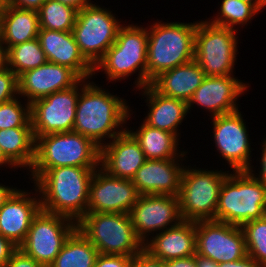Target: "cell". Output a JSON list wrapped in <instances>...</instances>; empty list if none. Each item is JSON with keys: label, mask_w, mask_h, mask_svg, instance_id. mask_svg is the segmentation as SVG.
Returning <instances> with one entry per match:
<instances>
[{"label": "cell", "mask_w": 266, "mask_h": 267, "mask_svg": "<svg viewBox=\"0 0 266 267\" xmlns=\"http://www.w3.org/2000/svg\"><path fill=\"white\" fill-rule=\"evenodd\" d=\"M127 102L90 79H82L73 131L90 138L101 148L105 140L111 141L127 129L125 124L133 114Z\"/></svg>", "instance_id": "1"}, {"label": "cell", "mask_w": 266, "mask_h": 267, "mask_svg": "<svg viewBox=\"0 0 266 267\" xmlns=\"http://www.w3.org/2000/svg\"><path fill=\"white\" fill-rule=\"evenodd\" d=\"M97 168L55 167L44 174H29L37 188L42 210L78 222L86 213L89 185Z\"/></svg>", "instance_id": "2"}, {"label": "cell", "mask_w": 266, "mask_h": 267, "mask_svg": "<svg viewBox=\"0 0 266 267\" xmlns=\"http://www.w3.org/2000/svg\"><path fill=\"white\" fill-rule=\"evenodd\" d=\"M197 23L155 21L147 26V85L161 73L194 60Z\"/></svg>", "instance_id": "3"}, {"label": "cell", "mask_w": 266, "mask_h": 267, "mask_svg": "<svg viewBox=\"0 0 266 267\" xmlns=\"http://www.w3.org/2000/svg\"><path fill=\"white\" fill-rule=\"evenodd\" d=\"M147 26L124 24L118 31L114 44L94 67V76L103 71L109 82L129 78L139 73L135 88L147 86Z\"/></svg>", "instance_id": "4"}, {"label": "cell", "mask_w": 266, "mask_h": 267, "mask_svg": "<svg viewBox=\"0 0 266 267\" xmlns=\"http://www.w3.org/2000/svg\"><path fill=\"white\" fill-rule=\"evenodd\" d=\"M266 215V185L250 171H232L224 180L215 220L242 227Z\"/></svg>", "instance_id": "5"}, {"label": "cell", "mask_w": 266, "mask_h": 267, "mask_svg": "<svg viewBox=\"0 0 266 267\" xmlns=\"http://www.w3.org/2000/svg\"><path fill=\"white\" fill-rule=\"evenodd\" d=\"M98 168L100 147L77 132L50 133L36 139L31 174H44L55 167Z\"/></svg>", "instance_id": "6"}, {"label": "cell", "mask_w": 266, "mask_h": 267, "mask_svg": "<svg viewBox=\"0 0 266 267\" xmlns=\"http://www.w3.org/2000/svg\"><path fill=\"white\" fill-rule=\"evenodd\" d=\"M77 228L99 254L133 257L144 248L136 236L130 214L87 212L77 222Z\"/></svg>", "instance_id": "7"}, {"label": "cell", "mask_w": 266, "mask_h": 267, "mask_svg": "<svg viewBox=\"0 0 266 267\" xmlns=\"http://www.w3.org/2000/svg\"><path fill=\"white\" fill-rule=\"evenodd\" d=\"M228 173L185 165L178 194L182 220H215L221 186Z\"/></svg>", "instance_id": "8"}, {"label": "cell", "mask_w": 266, "mask_h": 267, "mask_svg": "<svg viewBox=\"0 0 266 267\" xmlns=\"http://www.w3.org/2000/svg\"><path fill=\"white\" fill-rule=\"evenodd\" d=\"M101 7L91 3L77 11L72 29L81 54L93 67L114 44L118 31L123 26L115 13L109 8Z\"/></svg>", "instance_id": "9"}, {"label": "cell", "mask_w": 266, "mask_h": 267, "mask_svg": "<svg viewBox=\"0 0 266 267\" xmlns=\"http://www.w3.org/2000/svg\"><path fill=\"white\" fill-rule=\"evenodd\" d=\"M237 31L198 21L195 31L194 60L206 76L234 75L237 52Z\"/></svg>", "instance_id": "10"}, {"label": "cell", "mask_w": 266, "mask_h": 267, "mask_svg": "<svg viewBox=\"0 0 266 267\" xmlns=\"http://www.w3.org/2000/svg\"><path fill=\"white\" fill-rule=\"evenodd\" d=\"M76 229L77 222L72 219L41 209L34 217L25 241L18 248L36 262L49 267Z\"/></svg>", "instance_id": "11"}, {"label": "cell", "mask_w": 266, "mask_h": 267, "mask_svg": "<svg viewBox=\"0 0 266 267\" xmlns=\"http://www.w3.org/2000/svg\"><path fill=\"white\" fill-rule=\"evenodd\" d=\"M82 79L73 87L54 92L30 104L35 140L50 133L73 131Z\"/></svg>", "instance_id": "12"}, {"label": "cell", "mask_w": 266, "mask_h": 267, "mask_svg": "<svg viewBox=\"0 0 266 267\" xmlns=\"http://www.w3.org/2000/svg\"><path fill=\"white\" fill-rule=\"evenodd\" d=\"M196 254L216 263L244 258L248 254L242 228L216 220L196 221Z\"/></svg>", "instance_id": "13"}, {"label": "cell", "mask_w": 266, "mask_h": 267, "mask_svg": "<svg viewBox=\"0 0 266 267\" xmlns=\"http://www.w3.org/2000/svg\"><path fill=\"white\" fill-rule=\"evenodd\" d=\"M216 152L227 161L233 171H250L252 164L251 143L246 122L240 109L211 117Z\"/></svg>", "instance_id": "14"}, {"label": "cell", "mask_w": 266, "mask_h": 267, "mask_svg": "<svg viewBox=\"0 0 266 267\" xmlns=\"http://www.w3.org/2000/svg\"><path fill=\"white\" fill-rule=\"evenodd\" d=\"M129 214L136 236L143 244L153 233H160L182 220L178 196L173 195H140Z\"/></svg>", "instance_id": "15"}, {"label": "cell", "mask_w": 266, "mask_h": 267, "mask_svg": "<svg viewBox=\"0 0 266 267\" xmlns=\"http://www.w3.org/2000/svg\"><path fill=\"white\" fill-rule=\"evenodd\" d=\"M139 196L130 179L111 176L99 166L90 181L87 212L129 214Z\"/></svg>", "instance_id": "16"}, {"label": "cell", "mask_w": 266, "mask_h": 267, "mask_svg": "<svg viewBox=\"0 0 266 267\" xmlns=\"http://www.w3.org/2000/svg\"><path fill=\"white\" fill-rule=\"evenodd\" d=\"M249 83L233 75L206 76L188 101V111L194 104L210 112L211 117L238 110V98L246 93Z\"/></svg>", "instance_id": "17"}, {"label": "cell", "mask_w": 266, "mask_h": 267, "mask_svg": "<svg viewBox=\"0 0 266 267\" xmlns=\"http://www.w3.org/2000/svg\"><path fill=\"white\" fill-rule=\"evenodd\" d=\"M33 190L16 189L0 208V234L18 247L25 241L34 217L42 209L38 190L36 187Z\"/></svg>", "instance_id": "18"}, {"label": "cell", "mask_w": 266, "mask_h": 267, "mask_svg": "<svg viewBox=\"0 0 266 267\" xmlns=\"http://www.w3.org/2000/svg\"><path fill=\"white\" fill-rule=\"evenodd\" d=\"M81 78L69 67L46 62L18 76V93L26 102L44 98L75 86Z\"/></svg>", "instance_id": "19"}, {"label": "cell", "mask_w": 266, "mask_h": 267, "mask_svg": "<svg viewBox=\"0 0 266 267\" xmlns=\"http://www.w3.org/2000/svg\"><path fill=\"white\" fill-rule=\"evenodd\" d=\"M184 160L186 158L147 159L131 181L140 195L178 196L182 172L185 167L183 165Z\"/></svg>", "instance_id": "20"}, {"label": "cell", "mask_w": 266, "mask_h": 267, "mask_svg": "<svg viewBox=\"0 0 266 267\" xmlns=\"http://www.w3.org/2000/svg\"><path fill=\"white\" fill-rule=\"evenodd\" d=\"M146 160L139 142L127 129L100 148V167L114 177L132 180Z\"/></svg>", "instance_id": "21"}, {"label": "cell", "mask_w": 266, "mask_h": 267, "mask_svg": "<svg viewBox=\"0 0 266 267\" xmlns=\"http://www.w3.org/2000/svg\"><path fill=\"white\" fill-rule=\"evenodd\" d=\"M37 38L48 62L69 67L81 79L94 78V67L81 54L72 31L40 28Z\"/></svg>", "instance_id": "22"}, {"label": "cell", "mask_w": 266, "mask_h": 267, "mask_svg": "<svg viewBox=\"0 0 266 267\" xmlns=\"http://www.w3.org/2000/svg\"><path fill=\"white\" fill-rule=\"evenodd\" d=\"M144 249L163 261L195 255L196 222L181 220L177 225L153 234L144 243Z\"/></svg>", "instance_id": "23"}, {"label": "cell", "mask_w": 266, "mask_h": 267, "mask_svg": "<svg viewBox=\"0 0 266 267\" xmlns=\"http://www.w3.org/2000/svg\"><path fill=\"white\" fill-rule=\"evenodd\" d=\"M139 94H143V99L146 98L144 101L149 109L143 122L181 137L179 125H182L187 114L191 113L188 111L187 102L163 96L151 85L141 88Z\"/></svg>", "instance_id": "24"}, {"label": "cell", "mask_w": 266, "mask_h": 267, "mask_svg": "<svg viewBox=\"0 0 266 267\" xmlns=\"http://www.w3.org/2000/svg\"><path fill=\"white\" fill-rule=\"evenodd\" d=\"M205 77L200 65L192 60L161 73L150 85L163 96L188 103Z\"/></svg>", "instance_id": "25"}, {"label": "cell", "mask_w": 266, "mask_h": 267, "mask_svg": "<svg viewBox=\"0 0 266 267\" xmlns=\"http://www.w3.org/2000/svg\"><path fill=\"white\" fill-rule=\"evenodd\" d=\"M39 30L38 11L5 3L0 13V44L5 52L14 45L36 39Z\"/></svg>", "instance_id": "26"}, {"label": "cell", "mask_w": 266, "mask_h": 267, "mask_svg": "<svg viewBox=\"0 0 266 267\" xmlns=\"http://www.w3.org/2000/svg\"><path fill=\"white\" fill-rule=\"evenodd\" d=\"M127 130L139 142L140 147L148 160H163L186 158L188 152L178 150L179 138L168 131L158 129L145 124L144 122L136 131ZM179 151V152H178ZM185 155V157H184Z\"/></svg>", "instance_id": "27"}, {"label": "cell", "mask_w": 266, "mask_h": 267, "mask_svg": "<svg viewBox=\"0 0 266 267\" xmlns=\"http://www.w3.org/2000/svg\"><path fill=\"white\" fill-rule=\"evenodd\" d=\"M36 140L32 128L0 130V147L17 167L31 169L35 160Z\"/></svg>", "instance_id": "28"}, {"label": "cell", "mask_w": 266, "mask_h": 267, "mask_svg": "<svg viewBox=\"0 0 266 267\" xmlns=\"http://www.w3.org/2000/svg\"><path fill=\"white\" fill-rule=\"evenodd\" d=\"M96 247L77 228L49 267H94Z\"/></svg>", "instance_id": "29"}, {"label": "cell", "mask_w": 266, "mask_h": 267, "mask_svg": "<svg viewBox=\"0 0 266 267\" xmlns=\"http://www.w3.org/2000/svg\"><path fill=\"white\" fill-rule=\"evenodd\" d=\"M46 62L47 58L38 38L14 45L5 52V65L17 76Z\"/></svg>", "instance_id": "30"}, {"label": "cell", "mask_w": 266, "mask_h": 267, "mask_svg": "<svg viewBox=\"0 0 266 267\" xmlns=\"http://www.w3.org/2000/svg\"><path fill=\"white\" fill-rule=\"evenodd\" d=\"M218 14L213 16L214 19L206 20L216 26L238 30L239 27L248 25L247 23L260 11L253 5L240 0H222ZM236 26H239L236 28Z\"/></svg>", "instance_id": "31"}, {"label": "cell", "mask_w": 266, "mask_h": 267, "mask_svg": "<svg viewBox=\"0 0 266 267\" xmlns=\"http://www.w3.org/2000/svg\"><path fill=\"white\" fill-rule=\"evenodd\" d=\"M76 15V9L56 0H46L38 10L40 28L55 31H72Z\"/></svg>", "instance_id": "32"}, {"label": "cell", "mask_w": 266, "mask_h": 267, "mask_svg": "<svg viewBox=\"0 0 266 267\" xmlns=\"http://www.w3.org/2000/svg\"><path fill=\"white\" fill-rule=\"evenodd\" d=\"M241 228L245 235L247 254L266 267V215L245 223Z\"/></svg>", "instance_id": "33"}, {"label": "cell", "mask_w": 266, "mask_h": 267, "mask_svg": "<svg viewBox=\"0 0 266 267\" xmlns=\"http://www.w3.org/2000/svg\"><path fill=\"white\" fill-rule=\"evenodd\" d=\"M19 99V100H18ZM15 97L4 103H0V130L11 128H32L30 103Z\"/></svg>", "instance_id": "34"}, {"label": "cell", "mask_w": 266, "mask_h": 267, "mask_svg": "<svg viewBox=\"0 0 266 267\" xmlns=\"http://www.w3.org/2000/svg\"><path fill=\"white\" fill-rule=\"evenodd\" d=\"M19 96L18 76L6 65L0 68V103Z\"/></svg>", "instance_id": "35"}, {"label": "cell", "mask_w": 266, "mask_h": 267, "mask_svg": "<svg viewBox=\"0 0 266 267\" xmlns=\"http://www.w3.org/2000/svg\"><path fill=\"white\" fill-rule=\"evenodd\" d=\"M131 262L130 256L98 254L94 267H130Z\"/></svg>", "instance_id": "36"}, {"label": "cell", "mask_w": 266, "mask_h": 267, "mask_svg": "<svg viewBox=\"0 0 266 267\" xmlns=\"http://www.w3.org/2000/svg\"><path fill=\"white\" fill-rule=\"evenodd\" d=\"M130 267H165V261L153 257L143 248L132 257Z\"/></svg>", "instance_id": "37"}, {"label": "cell", "mask_w": 266, "mask_h": 267, "mask_svg": "<svg viewBox=\"0 0 266 267\" xmlns=\"http://www.w3.org/2000/svg\"><path fill=\"white\" fill-rule=\"evenodd\" d=\"M5 267H45L26 255L21 249H17L6 263Z\"/></svg>", "instance_id": "38"}, {"label": "cell", "mask_w": 266, "mask_h": 267, "mask_svg": "<svg viewBox=\"0 0 266 267\" xmlns=\"http://www.w3.org/2000/svg\"><path fill=\"white\" fill-rule=\"evenodd\" d=\"M17 249L18 246L0 234V265H6Z\"/></svg>", "instance_id": "39"}, {"label": "cell", "mask_w": 266, "mask_h": 267, "mask_svg": "<svg viewBox=\"0 0 266 267\" xmlns=\"http://www.w3.org/2000/svg\"><path fill=\"white\" fill-rule=\"evenodd\" d=\"M46 0H6V4L22 9L38 11Z\"/></svg>", "instance_id": "40"}, {"label": "cell", "mask_w": 266, "mask_h": 267, "mask_svg": "<svg viewBox=\"0 0 266 267\" xmlns=\"http://www.w3.org/2000/svg\"><path fill=\"white\" fill-rule=\"evenodd\" d=\"M262 146L261 147V156L259 158V164H260V168H259V174L256 173L253 169L250 170V172L259 180H261L265 185H266V138H263V142H262ZM256 173V174H255Z\"/></svg>", "instance_id": "41"}, {"label": "cell", "mask_w": 266, "mask_h": 267, "mask_svg": "<svg viewBox=\"0 0 266 267\" xmlns=\"http://www.w3.org/2000/svg\"><path fill=\"white\" fill-rule=\"evenodd\" d=\"M218 267H263L249 255L244 258L232 262L218 263Z\"/></svg>", "instance_id": "42"}, {"label": "cell", "mask_w": 266, "mask_h": 267, "mask_svg": "<svg viewBox=\"0 0 266 267\" xmlns=\"http://www.w3.org/2000/svg\"><path fill=\"white\" fill-rule=\"evenodd\" d=\"M165 267H197L195 255L165 261Z\"/></svg>", "instance_id": "43"}, {"label": "cell", "mask_w": 266, "mask_h": 267, "mask_svg": "<svg viewBox=\"0 0 266 267\" xmlns=\"http://www.w3.org/2000/svg\"><path fill=\"white\" fill-rule=\"evenodd\" d=\"M56 1H59L62 4L68 5L70 7H73L77 11H80L81 9L92 3L91 0H56Z\"/></svg>", "instance_id": "44"}, {"label": "cell", "mask_w": 266, "mask_h": 267, "mask_svg": "<svg viewBox=\"0 0 266 267\" xmlns=\"http://www.w3.org/2000/svg\"><path fill=\"white\" fill-rule=\"evenodd\" d=\"M16 189L17 187L12 188L11 186H6L0 183V208Z\"/></svg>", "instance_id": "45"}, {"label": "cell", "mask_w": 266, "mask_h": 267, "mask_svg": "<svg viewBox=\"0 0 266 267\" xmlns=\"http://www.w3.org/2000/svg\"><path fill=\"white\" fill-rule=\"evenodd\" d=\"M195 259L197 267H218V263H216L210 258H206L198 254H195Z\"/></svg>", "instance_id": "46"}, {"label": "cell", "mask_w": 266, "mask_h": 267, "mask_svg": "<svg viewBox=\"0 0 266 267\" xmlns=\"http://www.w3.org/2000/svg\"><path fill=\"white\" fill-rule=\"evenodd\" d=\"M5 165L6 166V168L7 167H10L11 169L14 167V169L15 168H17L6 156H5V154L3 153V151H2V149H1V147H0V166L1 167H3V166ZM8 165V166H7ZM0 167V168H1Z\"/></svg>", "instance_id": "47"}, {"label": "cell", "mask_w": 266, "mask_h": 267, "mask_svg": "<svg viewBox=\"0 0 266 267\" xmlns=\"http://www.w3.org/2000/svg\"><path fill=\"white\" fill-rule=\"evenodd\" d=\"M250 4H253L260 12L266 7V0H240Z\"/></svg>", "instance_id": "48"}, {"label": "cell", "mask_w": 266, "mask_h": 267, "mask_svg": "<svg viewBox=\"0 0 266 267\" xmlns=\"http://www.w3.org/2000/svg\"><path fill=\"white\" fill-rule=\"evenodd\" d=\"M0 65H5V51L0 44Z\"/></svg>", "instance_id": "49"}, {"label": "cell", "mask_w": 266, "mask_h": 267, "mask_svg": "<svg viewBox=\"0 0 266 267\" xmlns=\"http://www.w3.org/2000/svg\"><path fill=\"white\" fill-rule=\"evenodd\" d=\"M5 3H6V0H0V9L4 8Z\"/></svg>", "instance_id": "50"}]
</instances>
